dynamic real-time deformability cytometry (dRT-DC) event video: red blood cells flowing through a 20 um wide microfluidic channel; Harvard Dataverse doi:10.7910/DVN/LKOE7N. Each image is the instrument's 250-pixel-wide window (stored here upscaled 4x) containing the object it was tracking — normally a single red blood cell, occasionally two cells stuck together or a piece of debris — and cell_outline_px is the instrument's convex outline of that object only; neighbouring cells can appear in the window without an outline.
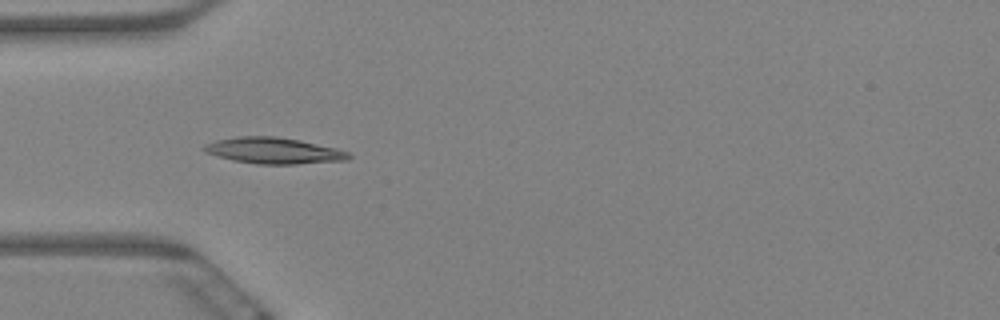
{"species": "Egyptian fruit bat (a non-hibernating species)", "species_latin": "Rousettus aegyptiacus", "temperature_condition": "warm", "stored_images_in_passage": 6, "camera_frame_rate_fps": 3000, "um_per_image_px": 0.085, "animal": {"sex": "female"}, "frame": {"image": 1, "passage_image": 5, "time_ms": 1.333, "image_size_px": [1000, 320], "cell_outline_px": [[352, 156], [348, 160], [296, 164], [256, 164], [232, 160], [204, 152], [200, 148], [204, 144], [216, 140], [236, 136], [276, 136], [300, 140], [336, 148], [348, 152]], "centroid_in_image_um": [23.23, 12.8], "position_along_channel_um": 61.8, "area_um2": 22.2}}
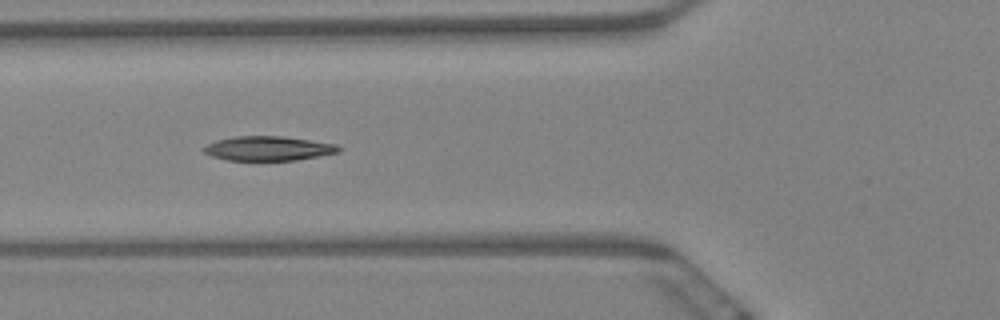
{"frame": {"image": 2, "passage_image": 6, "time_ms": 1.667, "image_size_px": [1000, 320], "cell_outline_px": [[344, 148], [340, 152], [320, 156], [296, 160], [228, 160], [212, 156], [204, 152], [204, 148], [208, 144], [216, 140], [232, 136], [280, 136], [336, 144]], "centroid_in_image_um": [22.84, 12.61], "position_along_channel_um": 103.0, "area_um2": 19.13}}